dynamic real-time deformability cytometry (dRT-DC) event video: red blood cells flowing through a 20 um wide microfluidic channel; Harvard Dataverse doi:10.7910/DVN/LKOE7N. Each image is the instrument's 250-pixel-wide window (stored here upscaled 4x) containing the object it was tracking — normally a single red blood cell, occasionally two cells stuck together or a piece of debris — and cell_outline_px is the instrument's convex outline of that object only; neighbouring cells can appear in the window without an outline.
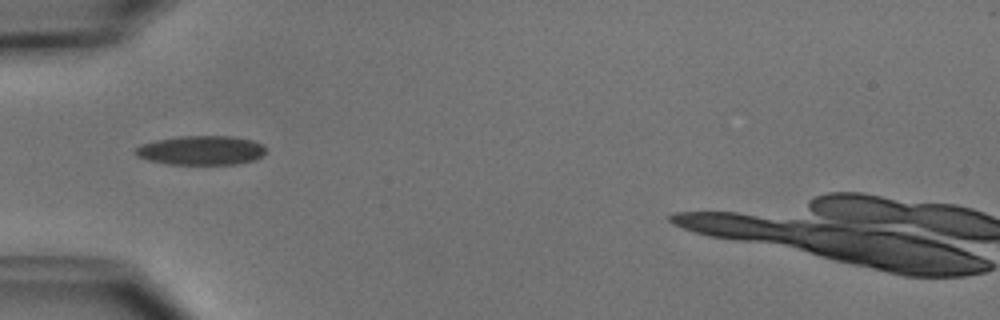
{"species": "common noctule bat (a hibernating species)", "species_latin": "Nyctalus noctula", "temperature_condition": "cold", "stored_images_in_passage": 2, "camera_frame_rate_fps": 3000, "um_per_image_px": 0.085, "animal": {"sex": "male", "body_mass_g": 15.6}, "frame": {"image": 1, "passage_image": 1, "time_ms": 0.0, "image_size_px": [1000, 320], "cell_outline_px": [[264, 152], [256, 160], [236, 164], [168, 164], [148, 160], [136, 156], [136, 148], [140, 144], [156, 140], [180, 136], [232, 136], [252, 140], [260, 144], [264, 148]], "centroid_in_image_um": [17.07, 12.78], "position_along_channel_um": 67.9, "area_um2": 22.08}}